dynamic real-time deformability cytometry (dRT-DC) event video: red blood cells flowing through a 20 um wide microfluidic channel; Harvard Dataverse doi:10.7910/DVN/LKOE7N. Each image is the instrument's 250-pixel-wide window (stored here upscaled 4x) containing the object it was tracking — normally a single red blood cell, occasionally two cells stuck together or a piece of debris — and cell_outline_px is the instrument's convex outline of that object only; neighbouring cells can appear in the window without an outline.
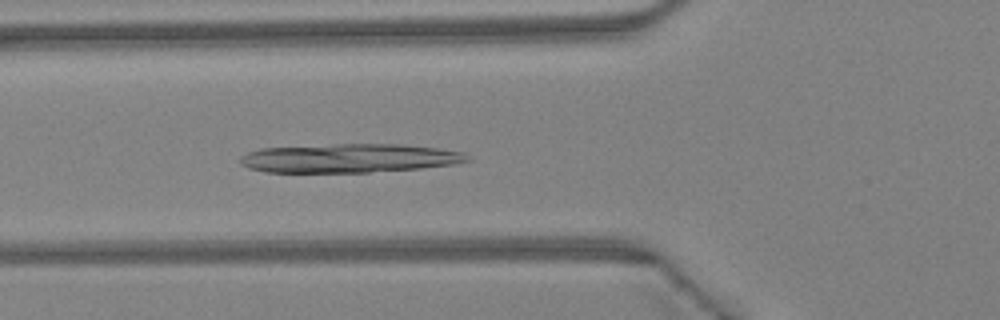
{"species": "Egyptian fruit bat (a non-hibernating species)", "species_latin": "Rousettus aegyptiacus", "temperature_condition": "warm", "stored_images_in_passage": 44, "camera_frame_rate_fps": 3000, "um_per_image_px": 0.085, "animal": {"sex": "female"}, "frame": {"image": 1, "passage_image": 16, "time_ms": 5.0, "image_size_px": [1000, 320], "cell_outline_px": [[472, 160], [452, 164], [420, 168], [368, 172], [264, 172], [248, 168], [240, 164], [240, 156], [248, 152], [260, 148], [336, 144], [404, 144], [440, 148], [464, 152]], "centroid_in_image_um": [29.68, 13.44], "position_along_channel_um": 96.1, "area_um2": 38.32}}
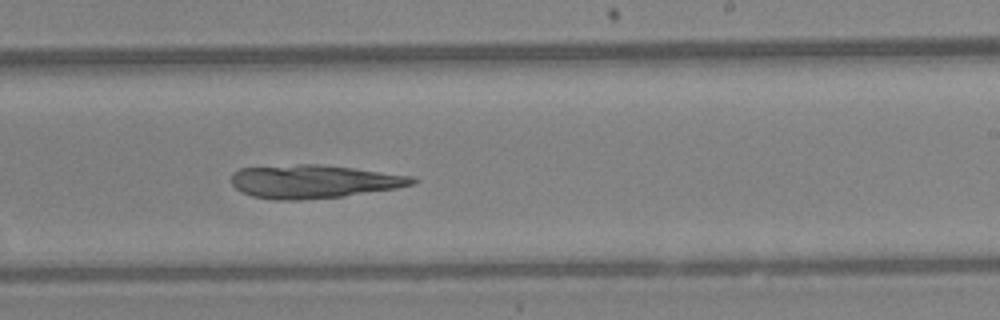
{"frame": {"image": 2, "passage_image": 27, "time_ms": 8.667, "image_size_px": [1000, 320], "cell_outline_px": [[420, 180], [412, 184], [396, 188], [344, 196], [300, 200], [276, 200], [252, 196], [236, 188], [232, 184], [232, 172], [240, 168], [296, 164], [316, 164], [352, 168], [412, 176]], "centroid_in_image_um": [26.65, 15.43], "position_along_channel_um": 262.4, "area_um2": 34.97}}
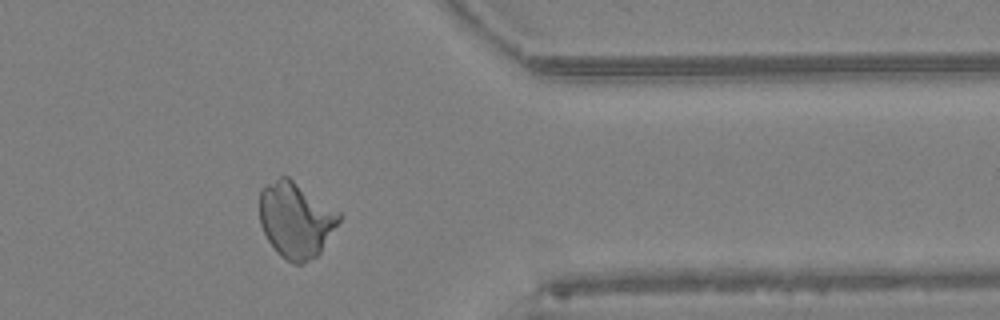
{"frame": {"image": 3, "passage_image": 36, "time_ms": 11.667, "image_size_px": [1000, 320], "cell_outline_px": [[344, 216], [320, 252], [316, 256], [304, 264], [292, 264], [280, 256], [276, 252], [268, 240], [260, 224], [260, 188], [280, 176], [288, 176], [340, 212]], "centroid_in_image_um": [25.15, 18.7], "position_along_channel_um": 386.2, "area_um2": 35.32}}